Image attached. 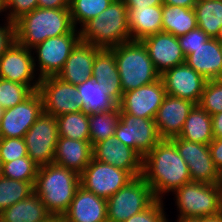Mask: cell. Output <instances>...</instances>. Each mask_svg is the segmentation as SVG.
Wrapping results in <instances>:
<instances>
[{
    "mask_svg": "<svg viewBox=\"0 0 222 222\" xmlns=\"http://www.w3.org/2000/svg\"><path fill=\"white\" fill-rule=\"evenodd\" d=\"M142 177L158 200H162L165 193L191 182L187 163L169 139H162L143 157Z\"/></svg>",
    "mask_w": 222,
    "mask_h": 222,
    "instance_id": "obj_1",
    "label": "cell"
},
{
    "mask_svg": "<svg viewBox=\"0 0 222 222\" xmlns=\"http://www.w3.org/2000/svg\"><path fill=\"white\" fill-rule=\"evenodd\" d=\"M80 175L55 163L39 166L34 193L51 215L62 217L71 205Z\"/></svg>",
    "mask_w": 222,
    "mask_h": 222,
    "instance_id": "obj_2",
    "label": "cell"
},
{
    "mask_svg": "<svg viewBox=\"0 0 222 222\" xmlns=\"http://www.w3.org/2000/svg\"><path fill=\"white\" fill-rule=\"evenodd\" d=\"M14 24L15 41L31 50L48 38L69 34L75 29L69 8L37 7L20 17Z\"/></svg>",
    "mask_w": 222,
    "mask_h": 222,
    "instance_id": "obj_3",
    "label": "cell"
},
{
    "mask_svg": "<svg viewBox=\"0 0 222 222\" xmlns=\"http://www.w3.org/2000/svg\"><path fill=\"white\" fill-rule=\"evenodd\" d=\"M128 9L123 0L112 3L97 17L86 22L80 31V41L110 49L131 41Z\"/></svg>",
    "mask_w": 222,
    "mask_h": 222,
    "instance_id": "obj_4",
    "label": "cell"
},
{
    "mask_svg": "<svg viewBox=\"0 0 222 222\" xmlns=\"http://www.w3.org/2000/svg\"><path fill=\"white\" fill-rule=\"evenodd\" d=\"M110 49L114 52L123 93L160 78L141 41L131 40Z\"/></svg>",
    "mask_w": 222,
    "mask_h": 222,
    "instance_id": "obj_5",
    "label": "cell"
},
{
    "mask_svg": "<svg viewBox=\"0 0 222 222\" xmlns=\"http://www.w3.org/2000/svg\"><path fill=\"white\" fill-rule=\"evenodd\" d=\"M178 217L202 218L221 213L220 186L191 181L174 191Z\"/></svg>",
    "mask_w": 222,
    "mask_h": 222,
    "instance_id": "obj_6",
    "label": "cell"
},
{
    "mask_svg": "<svg viewBox=\"0 0 222 222\" xmlns=\"http://www.w3.org/2000/svg\"><path fill=\"white\" fill-rule=\"evenodd\" d=\"M155 200L150 185L142 176L136 177L107 199V220L126 221L147 209Z\"/></svg>",
    "mask_w": 222,
    "mask_h": 222,
    "instance_id": "obj_7",
    "label": "cell"
},
{
    "mask_svg": "<svg viewBox=\"0 0 222 222\" xmlns=\"http://www.w3.org/2000/svg\"><path fill=\"white\" fill-rule=\"evenodd\" d=\"M114 138L136 150L142 157L162 140L154 119L137 117L129 113H120Z\"/></svg>",
    "mask_w": 222,
    "mask_h": 222,
    "instance_id": "obj_8",
    "label": "cell"
},
{
    "mask_svg": "<svg viewBox=\"0 0 222 222\" xmlns=\"http://www.w3.org/2000/svg\"><path fill=\"white\" fill-rule=\"evenodd\" d=\"M133 179L134 177L128 171L97 161L92 157L80 174V185L107 200Z\"/></svg>",
    "mask_w": 222,
    "mask_h": 222,
    "instance_id": "obj_9",
    "label": "cell"
},
{
    "mask_svg": "<svg viewBox=\"0 0 222 222\" xmlns=\"http://www.w3.org/2000/svg\"><path fill=\"white\" fill-rule=\"evenodd\" d=\"M58 137L56 117L43 112L24 135L28 156L39 166L53 163Z\"/></svg>",
    "mask_w": 222,
    "mask_h": 222,
    "instance_id": "obj_10",
    "label": "cell"
},
{
    "mask_svg": "<svg viewBox=\"0 0 222 222\" xmlns=\"http://www.w3.org/2000/svg\"><path fill=\"white\" fill-rule=\"evenodd\" d=\"M80 41V31L76 28L69 34L48 38L32 49L38 57L39 79L57 76L63 69L72 49Z\"/></svg>",
    "mask_w": 222,
    "mask_h": 222,
    "instance_id": "obj_11",
    "label": "cell"
},
{
    "mask_svg": "<svg viewBox=\"0 0 222 222\" xmlns=\"http://www.w3.org/2000/svg\"><path fill=\"white\" fill-rule=\"evenodd\" d=\"M38 92L42 97L43 111L48 115L57 117L83 110L77 86L66 83L57 76L40 79Z\"/></svg>",
    "mask_w": 222,
    "mask_h": 222,
    "instance_id": "obj_12",
    "label": "cell"
},
{
    "mask_svg": "<svg viewBox=\"0 0 222 222\" xmlns=\"http://www.w3.org/2000/svg\"><path fill=\"white\" fill-rule=\"evenodd\" d=\"M169 140L187 163L191 181L209 184L221 182V173L214 165L208 145L187 141L178 136Z\"/></svg>",
    "mask_w": 222,
    "mask_h": 222,
    "instance_id": "obj_13",
    "label": "cell"
},
{
    "mask_svg": "<svg viewBox=\"0 0 222 222\" xmlns=\"http://www.w3.org/2000/svg\"><path fill=\"white\" fill-rule=\"evenodd\" d=\"M31 51L15 41L0 57V78L27 85L33 91L38 90L40 79L34 74L37 60Z\"/></svg>",
    "mask_w": 222,
    "mask_h": 222,
    "instance_id": "obj_14",
    "label": "cell"
},
{
    "mask_svg": "<svg viewBox=\"0 0 222 222\" xmlns=\"http://www.w3.org/2000/svg\"><path fill=\"white\" fill-rule=\"evenodd\" d=\"M43 112L42 97L36 90L18 105L3 110L0 137L24 138L26 132Z\"/></svg>",
    "mask_w": 222,
    "mask_h": 222,
    "instance_id": "obj_15",
    "label": "cell"
},
{
    "mask_svg": "<svg viewBox=\"0 0 222 222\" xmlns=\"http://www.w3.org/2000/svg\"><path fill=\"white\" fill-rule=\"evenodd\" d=\"M165 96L166 90L159 78L153 83L123 93L121 102L118 104L120 113L155 119Z\"/></svg>",
    "mask_w": 222,
    "mask_h": 222,
    "instance_id": "obj_16",
    "label": "cell"
},
{
    "mask_svg": "<svg viewBox=\"0 0 222 222\" xmlns=\"http://www.w3.org/2000/svg\"><path fill=\"white\" fill-rule=\"evenodd\" d=\"M166 94L199 104L207 80L186 63L160 75Z\"/></svg>",
    "mask_w": 222,
    "mask_h": 222,
    "instance_id": "obj_17",
    "label": "cell"
},
{
    "mask_svg": "<svg viewBox=\"0 0 222 222\" xmlns=\"http://www.w3.org/2000/svg\"><path fill=\"white\" fill-rule=\"evenodd\" d=\"M92 155L97 161L128 171L134 178L142 176L143 157L114 136L96 143L92 147Z\"/></svg>",
    "mask_w": 222,
    "mask_h": 222,
    "instance_id": "obj_18",
    "label": "cell"
},
{
    "mask_svg": "<svg viewBox=\"0 0 222 222\" xmlns=\"http://www.w3.org/2000/svg\"><path fill=\"white\" fill-rule=\"evenodd\" d=\"M141 42L160 75L168 69L185 63L186 56L180 47L178 37L168 32L161 31L150 35Z\"/></svg>",
    "mask_w": 222,
    "mask_h": 222,
    "instance_id": "obj_19",
    "label": "cell"
},
{
    "mask_svg": "<svg viewBox=\"0 0 222 222\" xmlns=\"http://www.w3.org/2000/svg\"><path fill=\"white\" fill-rule=\"evenodd\" d=\"M195 106L190 100L166 94L159 107L155 124L162 139H171L182 132L189 112Z\"/></svg>",
    "mask_w": 222,
    "mask_h": 222,
    "instance_id": "obj_20",
    "label": "cell"
},
{
    "mask_svg": "<svg viewBox=\"0 0 222 222\" xmlns=\"http://www.w3.org/2000/svg\"><path fill=\"white\" fill-rule=\"evenodd\" d=\"M61 218L63 222H108L107 200L80 185Z\"/></svg>",
    "mask_w": 222,
    "mask_h": 222,
    "instance_id": "obj_21",
    "label": "cell"
},
{
    "mask_svg": "<svg viewBox=\"0 0 222 222\" xmlns=\"http://www.w3.org/2000/svg\"><path fill=\"white\" fill-rule=\"evenodd\" d=\"M100 47L79 41L72 49L62 71L57 75L62 81L79 85L92 77L94 59Z\"/></svg>",
    "mask_w": 222,
    "mask_h": 222,
    "instance_id": "obj_22",
    "label": "cell"
},
{
    "mask_svg": "<svg viewBox=\"0 0 222 222\" xmlns=\"http://www.w3.org/2000/svg\"><path fill=\"white\" fill-rule=\"evenodd\" d=\"M92 78L117 103L121 102L123 91L114 52L101 48L94 59Z\"/></svg>",
    "mask_w": 222,
    "mask_h": 222,
    "instance_id": "obj_23",
    "label": "cell"
},
{
    "mask_svg": "<svg viewBox=\"0 0 222 222\" xmlns=\"http://www.w3.org/2000/svg\"><path fill=\"white\" fill-rule=\"evenodd\" d=\"M185 63L206 80L222 79V53L220 42L210 38L205 45L186 56Z\"/></svg>",
    "mask_w": 222,
    "mask_h": 222,
    "instance_id": "obj_24",
    "label": "cell"
},
{
    "mask_svg": "<svg viewBox=\"0 0 222 222\" xmlns=\"http://www.w3.org/2000/svg\"><path fill=\"white\" fill-rule=\"evenodd\" d=\"M92 157L90 141L59 136L53 163L71 169L80 175L90 163Z\"/></svg>",
    "mask_w": 222,
    "mask_h": 222,
    "instance_id": "obj_25",
    "label": "cell"
},
{
    "mask_svg": "<svg viewBox=\"0 0 222 222\" xmlns=\"http://www.w3.org/2000/svg\"><path fill=\"white\" fill-rule=\"evenodd\" d=\"M127 9L132 41H141L150 35L163 31L162 5Z\"/></svg>",
    "mask_w": 222,
    "mask_h": 222,
    "instance_id": "obj_26",
    "label": "cell"
},
{
    "mask_svg": "<svg viewBox=\"0 0 222 222\" xmlns=\"http://www.w3.org/2000/svg\"><path fill=\"white\" fill-rule=\"evenodd\" d=\"M51 214L35 194L13 204L0 214L1 222H43Z\"/></svg>",
    "mask_w": 222,
    "mask_h": 222,
    "instance_id": "obj_27",
    "label": "cell"
},
{
    "mask_svg": "<svg viewBox=\"0 0 222 222\" xmlns=\"http://www.w3.org/2000/svg\"><path fill=\"white\" fill-rule=\"evenodd\" d=\"M179 138L187 141L209 145L214 139L212 132V116L199 104L191 109Z\"/></svg>",
    "mask_w": 222,
    "mask_h": 222,
    "instance_id": "obj_28",
    "label": "cell"
},
{
    "mask_svg": "<svg viewBox=\"0 0 222 222\" xmlns=\"http://www.w3.org/2000/svg\"><path fill=\"white\" fill-rule=\"evenodd\" d=\"M77 92L81 99V108L88 114L108 112L118 106L92 77L77 85Z\"/></svg>",
    "mask_w": 222,
    "mask_h": 222,
    "instance_id": "obj_29",
    "label": "cell"
},
{
    "mask_svg": "<svg viewBox=\"0 0 222 222\" xmlns=\"http://www.w3.org/2000/svg\"><path fill=\"white\" fill-rule=\"evenodd\" d=\"M198 27L194 8L175 5H162V28L176 37H180Z\"/></svg>",
    "mask_w": 222,
    "mask_h": 222,
    "instance_id": "obj_30",
    "label": "cell"
},
{
    "mask_svg": "<svg viewBox=\"0 0 222 222\" xmlns=\"http://www.w3.org/2000/svg\"><path fill=\"white\" fill-rule=\"evenodd\" d=\"M194 10L198 28L210 38H217L222 26V0L196 3Z\"/></svg>",
    "mask_w": 222,
    "mask_h": 222,
    "instance_id": "obj_31",
    "label": "cell"
},
{
    "mask_svg": "<svg viewBox=\"0 0 222 222\" xmlns=\"http://www.w3.org/2000/svg\"><path fill=\"white\" fill-rule=\"evenodd\" d=\"M58 134L74 140L90 141L89 114L84 110L56 117Z\"/></svg>",
    "mask_w": 222,
    "mask_h": 222,
    "instance_id": "obj_32",
    "label": "cell"
},
{
    "mask_svg": "<svg viewBox=\"0 0 222 222\" xmlns=\"http://www.w3.org/2000/svg\"><path fill=\"white\" fill-rule=\"evenodd\" d=\"M119 120V106L108 112L89 114V134L92 147L96 143L114 136Z\"/></svg>",
    "mask_w": 222,
    "mask_h": 222,
    "instance_id": "obj_33",
    "label": "cell"
},
{
    "mask_svg": "<svg viewBox=\"0 0 222 222\" xmlns=\"http://www.w3.org/2000/svg\"><path fill=\"white\" fill-rule=\"evenodd\" d=\"M35 182L0 177V214L13 204L34 193Z\"/></svg>",
    "mask_w": 222,
    "mask_h": 222,
    "instance_id": "obj_34",
    "label": "cell"
},
{
    "mask_svg": "<svg viewBox=\"0 0 222 222\" xmlns=\"http://www.w3.org/2000/svg\"><path fill=\"white\" fill-rule=\"evenodd\" d=\"M113 0H70L71 20L76 28L80 23L82 27L90 19L97 17Z\"/></svg>",
    "mask_w": 222,
    "mask_h": 222,
    "instance_id": "obj_35",
    "label": "cell"
},
{
    "mask_svg": "<svg viewBox=\"0 0 222 222\" xmlns=\"http://www.w3.org/2000/svg\"><path fill=\"white\" fill-rule=\"evenodd\" d=\"M2 164L3 177L23 182L36 181L39 165H37L29 156L21 157Z\"/></svg>",
    "mask_w": 222,
    "mask_h": 222,
    "instance_id": "obj_36",
    "label": "cell"
},
{
    "mask_svg": "<svg viewBox=\"0 0 222 222\" xmlns=\"http://www.w3.org/2000/svg\"><path fill=\"white\" fill-rule=\"evenodd\" d=\"M33 92L27 85L0 78V107L3 110L12 108L27 99Z\"/></svg>",
    "mask_w": 222,
    "mask_h": 222,
    "instance_id": "obj_37",
    "label": "cell"
},
{
    "mask_svg": "<svg viewBox=\"0 0 222 222\" xmlns=\"http://www.w3.org/2000/svg\"><path fill=\"white\" fill-rule=\"evenodd\" d=\"M199 105L211 116L222 112V79L207 80Z\"/></svg>",
    "mask_w": 222,
    "mask_h": 222,
    "instance_id": "obj_38",
    "label": "cell"
},
{
    "mask_svg": "<svg viewBox=\"0 0 222 222\" xmlns=\"http://www.w3.org/2000/svg\"><path fill=\"white\" fill-rule=\"evenodd\" d=\"M26 156H28V153L24 138L0 137V160L2 163Z\"/></svg>",
    "mask_w": 222,
    "mask_h": 222,
    "instance_id": "obj_39",
    "label": "cell"
},
{
    "mask_svg": "<svg viewBox=\"0 0 222 222\" xmlns=\"http://www.w3.org/2000/svg\"><path fill=\"white\" fill-rule=\"evenodd\" d=\"M163 200L156 199L147 209L123 222H167Z\"/></svg>",
    "mask_w": 222,
    "mask_h": 222,
    "instance_id": "obj_40",
    "label": "cell"
},
{
    "mask_svg": "<svg viewBox=\"0 0 222 222\" xmlns=\"http://www.w3.org/2000/svg\"><path fill=\"white\" fill-rule=\"evenodd\" d=\"M38 7V0H5V12L7 19L10 22L17 21L23 15L32 12Z\"/></svg>",
    "mask_w": 222,
    "mask_h": 222,
    "instance_id": "obj_41",
    "label": "cell"
},
{
    "mask_svg": "<svg viewBox=\"0 0 222 222\" xmlns=\"http://www.w3.org/2000/svg\"><path fill=\"white\" fill-rule=\"evenodd\" d=\"M180 47L182 48L185 56L194 52V49L210 40V37L204 33L200 28L191 30L190 32L178 37Z\"/></svg>",
    "mask_w": 222,
    "mask_h": 222,
    "instance_id": "obj_42",
    "label": "cell"
},
{
    "mask_svg": "<svg viewBox=\"0 0 222 222\" xmlns=\"http://www.w3.org/2000/svg\"><path fill=\"white\" fill-rule=\"evenodd\" d=\"M6 21V26H0V57L15 42V24Z\"/></svg>",
    "mask_w": 222,
    "mask_h": 222,
    "instance_id": "obj_43",
    "label": "cell"
},
{
    "mask_svg": "<svg viewBox=\"0 0 222 222\" xmlns=\"http://www.w3.org/2000/svg\"><path fill=\"white\" fill-rule=\"evenodd\" d=\"M208 147L215 167L222 173V138H214Z\"/></svg>",
    "mask_w": 222,
    "mask_h": 222,
    "instance_id": "obj_44",
    "label": "cell"
},
{
    "mask_svg": "<svg viewBox=\"0 0 222 222\" xmlns=\"http://www.w3.org/2000/svg\"><path fill=\"white\" fill-rule=\"evenodd\" d=\"M127 8H144L163 5V0H123Z\"/></svg>",
    "mask_w": 222,
    "mask_h": 222,
    "instance_id": "obj_45",
    "label": "cell"
},
{
    "mask_svg": "<svg viewBox=\"0 0 222 222\" xmlns=\"http://www.w3.org/2000/svg\"><path fill=\"white\" fill-rule=\"evenodd\" d=\"M69 0H38L39 8L62 9L69 8Z\"/></svg>",
    "mask_w": 222,
    "mask_h": 222,
    "instance_id": "obj_46",
    "label": "cell"
},
{
    "mask_svg": "<svg viewBox=\"0 0 222 222\" xmlns=\"http://www.w3.org/2000/svg\"><path fill=\"white\" fill-rule=\"evenodd\" d=\"M212 132L214 138H222V112L212 115Z\"/></svg>",
    "mask_w": 222,
    "mask_h": 222,
    "instance_id": "obj_47",
    "label": "cell"
},
{
    "mask_svg": "<svg viewBox=\"0 0 222 222\" xmlns=\"http://www.w3.org/2000/svg\"><path fill=\"white\" fill-rule=\"evenodd\" d=\"M164 4L175 5L184 8H194L196 0H163Z\"/></svg>",
    "mask_w": 222,
    "mask_h": 222,
    "instance_id": "obj_48",
    "label": "cell"
},
{
    "mask_svg": "<svg viewBox=\"0 0 222 222\" xmlns=\"http://www.w3.org/2000/svg\"><path fill=\"white\" fill-rule=\"evenodd\" d=\"M200 222H222V213L214 216H206L200 218Z\"/></svg>",
    "mask_w": 222,
    "mask_h": 222,
    "instance_id": "obj_49",
    "label": "cell"
},
{
    "mask_svg": "<svg viewBox=\"0 0 222 222\" xmlns=\"http://www.w3.org/2000/svg\"><path fill=\"white\" fill-rule=\"evenodd\" d=\"M177 222H200V218L178 217Z\"/></svg>",
    "mask_w": 222,
    "mask_h": 222,
    "instance_id": "obj_50",
    "label": "cell"
},
{
    "mask_svg": "<svg viewBox=\"0 0 222 222\" xmlns=\"http://www.w3.org/2000/svg\"><path fill=\"white\" fill-rule=\"evenodd\" d=\"M43 222H63V220L60 216L51 215L49 218H47Z\"/></svg>",
    "mask_w": 222,
    "mask_h": 222,
    "instance_id": "obj_51",
    "label": "cell"
},
{
    "mask_svg": "<svg viewBox=\"0 0 222 222\" xmlns=\"http://www.w3.org/2000/svg\"><path fill=\"white\" fill-rule=\"evenodd\" d=\"M5 12V0H0V13Z\"/></svg>",
    "mask_w": 222,
    "mask_h": 222,
    "instance_id": "obj_52",
    "label": "cell"
},
{
    "mask_svg": "<svg viewBox=\"0 0 222 222\" xmlns=\"http://www.w3.org/2000/svg\"><path fill=\"white\" fill-rule=\"evenodd\" d=\"M219 42H222V26L220 28V31H219V34L217 35V38H216Z\"/></svg>",
    "mask_w": 222,
    "mask_h": 222,
    "instance_id": "obj_53",
    "label": "cell"
},
{
    "mask_svg": "<svg viewBox=\"0 0 222 222\" xmlns=\"http://www.w3.org/2000/svg\"><path fill=\"white\" fill-rule=\"evenodd\" d=\"M220 186V201H221V213H222V183H219Z\"/></svg>",
    "mask_w": 222,
    "mask_h": 222,
    "instance_id": "obj_54",
    "label": "cell"
},
{
    "mask_svg": "<svg viewBox=\"0 0 222 222\" xmlns=\"http://www.w3.org/2000/svg\"><path fill=\"white\" fill-rule=\"evenodd\" d=\"M2 166H3V164H2V161L0 160V177L3 176V173H2Z\"/></svg>",
    "mask_w": 222,
    "mask_h": 222,
    "instance_id": "obj_55",
    "label": "cell"
},
{
    "mask_svg": "<svg viewBox=\"0 0 222 222\" xmlns=\"http://www.w3.org/2000/svg\"><path fill=\"white\" fill-rule=\"evenodd\" d=\"M2 116H3V109L0 107V123H1Z\"/></svg>",
    "mask_w": 222,
    "mask_h": 222,
    "instance_id": "obj_56",
    "label": "cell"
},
{
    "mask_svg": "<svg viewBox=\"0 0 222 222\" xmlns=\"http://www.w3.org/2000/svg\"><path fill=\"white\" fill-rule=\"evenodd\" d=\"M205 1H212V0H196V3L205 2Z\"/></svg>",
    "mask_w": 222,
    "mask_h": 222,
    "instance_id": "obj_57",
    "label": "cell"
}]
</instances>
